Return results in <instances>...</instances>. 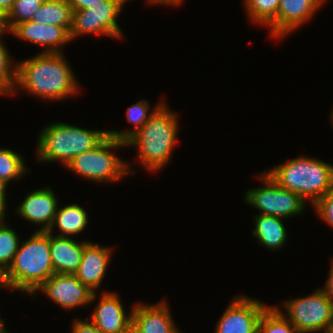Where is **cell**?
I'll return each mask as SVG.
<instances>
[{"mask_svg": "<svg viewBox=\"0 0 333 333\" xmlns=\"http://www.w3.org/2000/svg\"><path fill=\"white\" fill-rule=\"evenodd\" d=\"M27 171L21 155L11 149L0 148V179L8 184L11 180L21 178Z\"/></svg>", "mask_w": 333, "mask_h": 333, "instance_id": "484cf974", "label": "cell"}, {"mask_svg": "<svg viewBox=\"0 0 333 333\" xmlns=\"http://www.w3.org/2000/svg\"><path fill=\"white\" fill-rule=\"evenodd\" d=\"M40 290L64 309H73L92 302L97 293L90 290L74 274L54 273L33 294Z\"/></svg>", "mask_w": 333, "mask_h": 333, "instance_id": "8fae6325", "label": "cell"}, {"mask_svg": "<svg viewBox=\"0 0 333 333\" xmlns=\"http://www.w3.org/2000/svg\"><path fill=\"white\" fill-rule=\"evenodd\" d=\"M324 1L280 0L277 12V38H283L289 32L307 23L325 3Z\"/></svg>", "mask_w": 333, "mask_h": 333, "instance_id": "e0dca14e", "label": "cell"}, {"mask_svg": "<svg viewBox=\"0 0 333 333\" xmlns=\"http://www.w3.org/2000/svg\"><path fill=\"white\" fill-rule=\"evenodd\" d=\"M318 216L333 227V186L314 205Z\"/></svg>", "mask_w": 333, "mask_h": 333, "instance_id": "f1b7e54d", "label": "cell"}, {"mask_svg": "<svg viewBox=\"0 0 333 333\" xmlns=\"http://www.w3.org/2000/svg\"><path fill=\"white\" fill-rule=\"evenodd\" d=\"M282 188L314 205L333 186V166L317 158L300 156L266 171Z\"/></svg>", "mask_w": 333, "mask_h": 333, "instance_id": "277c9868", "label": "cell"}, {"mask_svg": "<svg viewBox=\"0 0 333 333\" xmlns=\"http://www.w3.org/2000/svg\"><path fill=\"white\" fill-rule=\"evenodd\" d=\"M5 46L0 38V94L11 95L16 86L18 67L17 63L16 65L12 63L11 56Z\"/></svg>", "mask_w": 333, "mask_h": 333, "instance_id": "4316f807", "label": "cell"}, {"mask_svg": "<svg viewBox=\"0 0 333 333\" xmlns=\"http://www.w3.org/2000/svg\"><path fill=\"white\" fill-rule=\"evenodd\" d=\"M104 0H68L69 4L72 6V10H82L94 7L96 4L101 3Z\"/></svg>", "mask_w": 333, "mask_h": 333, "instance_id": "4dcf8cb0", "label": "cell"}, {"mask_svg": "<svg viewBox=\"0 0 333 333\" xmlns=\"http://www.w3.org/2000/svg\"><path fill=\"white\" fill-rule=\"evenodd\" d=\"M72 6L68 0H45L32 17L43 25H56L70 32L72 26Z\"/></svg>", "mask_w": 333, "mask_h": 333, "instance_id": "44dd1931", "label": "cell"}, {"mask_svg": "<svg viewBox=\"0 0 333 333\" xmlns=\"http://www.w3.org/2000/svg\"><path fill=\"white\" fill-rule=\"evenodd\" d=\"M61 53H39L17 64V82L12 94L20 87L46 100H60L79 93V84Z\"/></svg>", "mask_w": 333, "mask_h": 333, "instance_id": "6da1fadb", "label": "cell"}, {"mask_svg": "<svg viewBox=\"0 0 333 333\" xmlns=\"http://www.w3.org/2000/svg\"><path fill=\"white\" fill-rule=\"evenodd\" d=\"M10 32L21 40L44 46L42 53H61L60 46L72 41L65 28L43 25L32 20L17 24Z\"/></svg>", "mask_w": 333, "mask_h": 333, "instance_id": "5bb4252c", "label": "cell"}, {"mask_svg": "<svg viewBox=\"0 0 333 333\" xmlns=\"http://www.w3.org/2000/svg\"><path fill=\"white\" fill-rule=\"evenodd\" d=\"M45 0H15L11 9L6 14V23L9 31L17 24L32 20L34 13Z\"/></svg>", "mask_w": 333, "mask_h": 333, "instance_id": "83f0119b", "label": "cell"}, {"mask_svg": "<svg viewBox=\"0 0 333 333\" xmlns=\"http://www.w3.org/2000/svg\"><path fill=\"white\" fill-rule=\"evenodd\" d=\"M95 307L90 320L101 333H131L132 310L127 315L117 294L102 293Z\"/></svg>", "mask_w": 333, "mask_h": 333, "instance_id": "7c38bea8", "label": "cell"}, {"mask_svg": "<svg viewBox=\"0 0 333 333\" xmlns=\"http://www.w3.org/2000/svg\"><path fill=\"white\" fill-rule=\"evenodd\" d=\"M118 1H119L122 5H124L126 0H118Z\"/></svg>", "mask_w": 333, "mask_h": 333, "instance_id": "f35d334b", "label": "cell"}, {"mask_svg": "<svg viewBox=\"0 0 333 333\" xmlns=\"http://www.w3.org/2000/svg\"><path fill=\"white\" fill-rule=\"evenodd\" d=\"M111 251L110 247H102L89 241L84 245L81 263L74 275L93 292L103 281L112 257Z\"/></svg>", "mask_w": 333, "mask_h": 333, "instance_id": "2e32d148", "label": "cell"}, {"mask_svg": "<svg viewBox=\"0 0 333 333\" xmlns=\"http://www.w3.org/2000/svg\"><path fill=\"white\" fill-rule=\"evenodd\" d=\"M166 303L161 300L152 305H134L131 333H180Z\"/></svg>", "mask_w": 333, "mask_h": 333, "instance_id": "4fadbf2b", "label": "cell"}, {"mask_svg": "<svg viewBox=\"0 0 333 333\" xmlns=\"http://www.w3.org/2000/svg\"><path fill=\"white\" fill-rule=\"evenodd\" d=\"M123 7L118 0H104L94 7L73 11L72 26L69 32L71 40L88 33L121 38L123 33L119 28L117 18Z\"/></svg>", "mask_w": 333, "mask_h": 333, "instance_id": "9c48e42d", "label": "cell"}, {"mask_svg": "<svg viewBox=\"0 0 333 333\" xmlns=\"http://www.w3.org/2000/svg\"><path fill=\"white\" fill-rule=\"evenodd\" d=\"M284 304L286 315L283 316L300 333H333V303L320 288Z\"/></svg>", "mask_w": 333, "mask_h": 333, "instance_id": "52a82bcc", "label": "cell"}, {"mask_svg": "<svg viewBox=\"0 0 333 333\" xmlns=\"http://www.w3.org/2000/svg\"><path fill=\"white\" fill-rule=\"evenodd\" d=\"M58 208V200L49 187L30 192L17 209L25 221L43 224L39 231H48Z\"/></svg>", "mask_w": 333, "mask_h": 333, "instance_id": "9a60e30c", "label": "cell"}, {"mask_svg": "<svg viewBox=\"0 0 333 333\" xmlns=\"http://www.w3.org/2000/svg\"><path fill=\"white\" fill-rule=\"evenodd\" d=\"M6 188L7 183L0 179V216H6Z\"/></svg>", "mask_w": 333, "mask_h": 333, "instance_id": "d6a6232c", "label": "cell"}, {"mask_svg": "<svg viewBox=\"0 0 333 333\" xmlns=\"http://www.w3.org/2000/svg\"><path fill=\"white\" fill-rule=\"evenodd\" d=\"M15 0H0V13L6 17Z\"/></svg>", "mask_w": 333, "mask_h": 333, "instance_id": "836d02e7", "label": "cell"}, {"mask_svg": "<svg viewBox=\"0 0 333 333\" xmlns=\"http://www.w3.org/2000/svg\"><path fill=\"white\" fill-rule=\"evenodd\" d=\"M268 307L256 299L238 296L221 315L215 333H257L260 318Z\"/></svg>", "mask_w": 333, "mask_h": 333, "instance_id": "30bf717a", "label": "cell"}, {"mask_svg": "<svg viewBox=\"0 0 333 333\" xmlns=\"http://www.w3.org/2000/svg\"><path fill=\"white\" fill-rule=\"evenodd\" d=\"M72 237L54 236L50 233V256L54 273L74 274L82 259L84 245Z\"/></svg>", "mask_w": 333, "mask_h": 333, "instance_id": "ac0fdd59", "label": "cell"}, {"mask_svg": "<svg viewBox=\"0 0 333 333\" xmlns=\"http://www.w3.org/2000/svg\"><path fill=\"white\" fill-rule=\"evenodd\" d=\"M254 223L253 235L266 248L277 250L286 244L287 231L282 218L259 214Z\"/></svg>", "mask_w": 333, "mask_h": 333, "instance_id": "d6986e66", "label": "cell"}, {"mask_svg": "<svg viewBox=\"0 0 333 333\" xmlns=\"http://www.w3.org/2000/svg\"><path fill=\"white\" fill-rule=\"evenodd\" d=\"M259 176L265 186L249 189L244 197L259 214L285 219L305 211L306 201L300 195L280 187L266 171Z\"/></svg>", "mask_w": 333, "mask_h": 333, "instance_id": "ba28073f", "label": "cell"}, {"mask_svg": "<svg viewBox=\"0 0 333 333\" xmlns=\"http://www.w3.org/2000/svg\"><path fill=\"white\" fill-rule=\"evenodd\" d=\"M108 136V130H88L63 122L51 123L38 137L37 158L60 161L64 166L79 154L90 151Z\"/></svg>", "mask_w": 333, "mask_h": 333, "instance_id": "5b68a950", "label": "cell"}, {"mask_svg": "<svg viewBox=\"0 0 333 333\" xmlns=\"http://www.w3.org/2000/svg\"><path fill=\"white\" fill-rule=\"evenodd\" d=\"M279 308L269 306L262 314L257 333H300Z\"/></svg>", "mask_w": 333, "mask_h": 333, "instance_id": "d4e9b609", "label": "cell"}, {"mask_svg": "<svg viewBox=\"0 0 333 333\" xmlns=\"http://www.w3.org/2000/svg\"><path fill=\"white\" fill-rule=\"evenodd\" d=\"M8 331L5 328V325L3 323V320L0 317V333H7Z\"/></svg>", "mask_w": 333, "mask_h": 333, "instance_id": "74e56055", "label": "cell"}, {"mask_svg": "<svg viewBox=\"0 0 333 333\" xmlns=\"http://www.w3.org/2000/svg\"><path fill=\"white\" fill-rule=\"evenodd\" d=\"M53 274L50 233L37 230L28 240L20 243L5 278L11 290L32 295Z\"/></svg>", "mask_w": 333, "mask_h": 333, "instance_id": "3957f363", "label": "cell"}, {"mask_svg": "<svg viewBox=\"0 0 333 333\" xmlns=\"http://www.w3.org/2000/svg\"><path fill=\"white\" fill-rule=\"evenodd\" d=\"M5 216H0V268L5 272L11 266L20 245L16 231L7 226Z\"/></svg>", "mask_w": 333, "mask_h": 333, "instance_id": "cb8c5ba5", "label": "cell"}, {"mask_svg": "<svg viewBox=\"0 0 333 333\" xmlns=\"http://www.w3.org/2000/svg\"><path fill=\"white\" fill-rule=\"evenodd\" d=\"M331 113H332V114H331V120H332V124H333V110H332Z\"/></svg>", "mask_w": 333, "mask_h": 333, "instance_id": "ab89813d", "label": "cell"}, {"mask_svg": "<svg viewBox=\"0 0 333 333\" xmlns=\"http://www.w3.org/2000/svg\"><path fill=\"white\" fill-rule=\"evenodd\" d=\"M177 115L163 103L126 141L138 148V161L151 172L162 169L171 158L178 137Z\"/></svg>", "mask_w": 333, "mask_h": 333, "instance_id": "7a4b0ae2", "label": "cell"}, {"mask_svg": "<svg viewBox=\"0 0 333 333\" xmlns=\"http://www.w3.org/2000/svg\"><path fill=\"white\" fill-rule=\"evenodd\" d=\"M329 276L325 282L324 288L321 290L326 294V296L332 301L333 303V260L329 271Z\"/></svg>", "mask_w": 333, "mask_h": 333, "instance_id": "1f68e13d", "label": "cell"}, {"mask_svg": "<svg viewBox=\"0 0 333 333\" xmlns=\"http://www.w3.org/2000/svg\"><path fill=\"white\" fill-rule=\"evenodd\" d=\"M72 333H101L92 322H85L80 319L73 321Z\"/></svg>", "mask_w": 333, "mask_h": 333, "instance_id": "f546056e", "label": "cell"}, {"mask_svg": "<svg viewBox=\"0 0 333 333\" xmlns=\"http://www.w3.org/2000/svg\"><path fill=\"white\" fill-rule=\"evenodd\" d=\"M123 146H127L125 141L108 135L92 150L74 157L66 167L95 182H115L128 173L133 174L131 166L110 151Z\"/></svg>", "mask_w": 333, "mask_h": 333, "instance_id": "8992f818", "label": "cell"}, {"mask_svg": "<svg viewBox=\"0 0 333 333\" xmlns=\"http://www.w3.org/2000/svg\"><path fill=\"white\" fill-rule=\"evenodd\" d=\"M244 4L250 20L270 27L271 36L277 38V12L280 0H245Z\"/></svg>", "mask_w": 333, "mask_h": 333, "instance_id": "7402d4cb", "label": "cell"}, {"mask_svg": "<svg viewBox=\"0 0 333 333\" xmlns=\"http://www.w3.org/2000/svg\"><path fill=\"white\" fill-rule=\"evenodd\" d=\"M162 102H159L150 113H147L150 110V103L147 100H139L137 103L129 106L127 108V113H126V118L127 120L132 123L136 128L131 131H113L110 130L108 131V135L122 141H127L135 132H137L143 125L144 123L153 115V113L164 103L163 100Z\"/></svg>", "mask_w": 333, "mask_h": 333, "instance_id": "603a6c76", "label": "cell"}, {"mask_svg": "<svg viewBox=\"0 0 333 333\" xmlns=\"http://www.w3.org/2000/svg\"><path fill=\"white\" fill-rule=\"evenodd\" d=\"M5 32L9 33V29L6 23V17L0 13V38H2Z\"/></svg>", "mask_w": 333, "mask_h": 333, "instance_id": "d590c367", "label": "cell"}, {"mask_svg": "<svg viewBox=\"0 0 333 333\" xmlns=\"http://www.w3.org/2000/svg\"><path fill=\"white\" fill-rule=\"evenodd\" d=\"M147 2H150V3H152V4H165V5H167V4H171V5H174V6H176V5H179V4H182L181 2H182V0H147Z\"/></svg>", "mask_w": 333, "mask_h": 333, "instance_id": "e575fe53", "label": "cell"}, {"mask_svg": "<svg viewBox=\"0 0 333 333\" xmlns=\"http://www.w3.org/2000/svg\"><path fill=\"white\" fill-rule=\"evenodd\" d=\"M3 287H7V282H6V278H5V271L3 269L0 268V288Z\"/></svg>", "mask_w": 333, "mask_h": 333, "instance_id": "8d00e7d4", "label": "cell"}, {"mask_svg": "<svg viewBox=\"0 0 333 333\" xmlns=\"http://www.w3.org/2000/svg\"><path fill=\"white\" fill-rule=\"evenodd\" d=\"M88 214L78 204H71L60 209L57 208L49 233L54 232V227H58L61 234L56 236L69 237V235H77L82 232L88 224Z\"/></svg>", "mask_w": 333, "mask_h": 333, "instance_id": "ffe728a7", "label": "cell"}]
</instances>
